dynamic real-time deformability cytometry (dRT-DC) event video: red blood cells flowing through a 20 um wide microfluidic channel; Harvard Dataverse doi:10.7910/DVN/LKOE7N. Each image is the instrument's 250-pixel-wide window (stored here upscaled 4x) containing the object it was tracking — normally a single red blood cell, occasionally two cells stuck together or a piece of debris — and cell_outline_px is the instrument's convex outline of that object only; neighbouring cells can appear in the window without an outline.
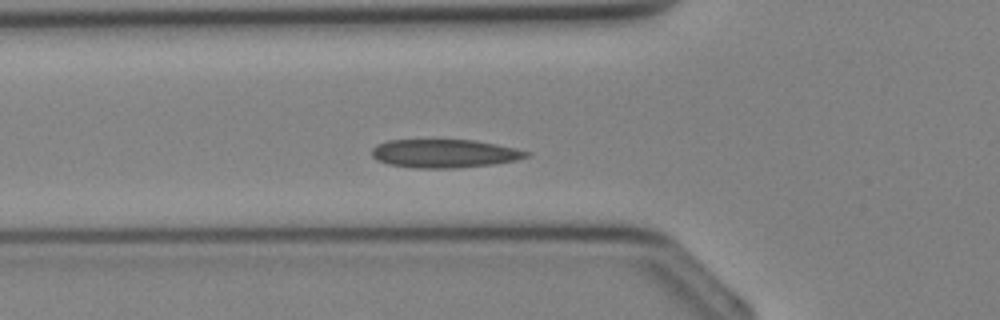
{"species": "Egyptian fruit bat (a non-hibernating species)", "species_latin": "Rousettus aegyptiacus", "temperature_condition": "cold", "stored_images_in_passage": 32, "camera_frame_rate_fps": 3000, "um_per_image_px": 0.085, "animal": {"sex": "female"}, "frame": {"image": 1, "passage_image": 11, "time_ms": 3.333, "image_size_px": [1000, 320], "cell_outline_px": [[532, 152], [528, 156], [516, 160], [492, 164], [456, 168], [412, 168], [388, 164], [376, 160], [372, 156], [372, 148], [376, 144], [388, 140], [476, 140], [516, 148]], "centroid_in_image_um": [37.76, 13.05], "position_along_channel_um": 88.0, "area_um2": 25.72}}
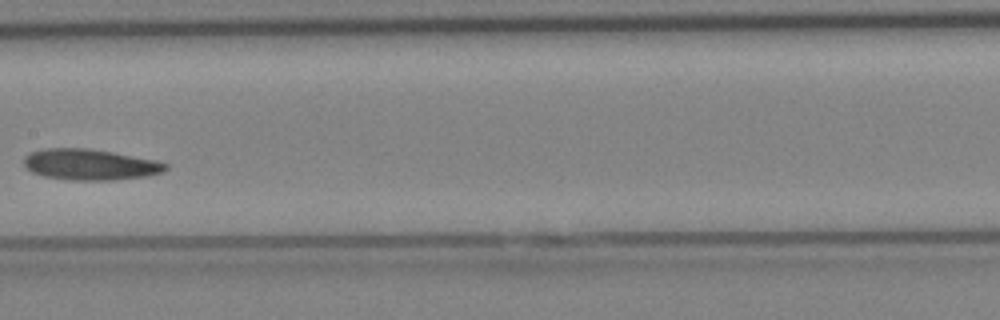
{"frame": {"image": 2, "passage_image": 17, "time_ms": 5.333, "image_size_px": [1000, 320], "cell_outline_px": [[168, 168], [160, 172], [148, 176], [116, 180], [72, 180], [44, 176], [32, 172], [24, 164], [24, 156], [28, 152], [44, 148], [92, 148], [156, 160], [168, 164]], "centroid_in_image_um": [7.65, 13.97], "position_along_channel_um": 199.8, "area_um2": 25.72}}
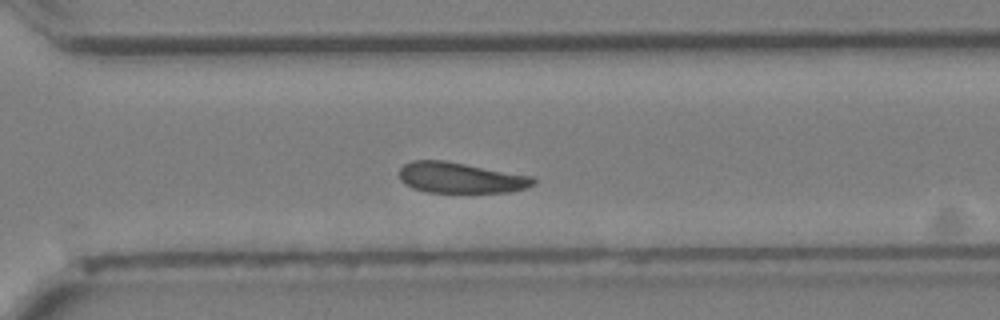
{"frame": {"image": 3, "passage_image": 24, "time_ms": 7.667, "image_size_px": [1000, 320], "cell_outline_px": [[536, 184], [524, 188], [508, 192], [428, 192], [412, 188], [404, 184], [400, 180], [400, 168], [404, 164], [412, 160], [444, 160], [532, 176], [536, 180]], "centroid_in_image_um": [39.12, 15.1], "position_along_channel_um": 331.5, "area_um2": 23.93}}